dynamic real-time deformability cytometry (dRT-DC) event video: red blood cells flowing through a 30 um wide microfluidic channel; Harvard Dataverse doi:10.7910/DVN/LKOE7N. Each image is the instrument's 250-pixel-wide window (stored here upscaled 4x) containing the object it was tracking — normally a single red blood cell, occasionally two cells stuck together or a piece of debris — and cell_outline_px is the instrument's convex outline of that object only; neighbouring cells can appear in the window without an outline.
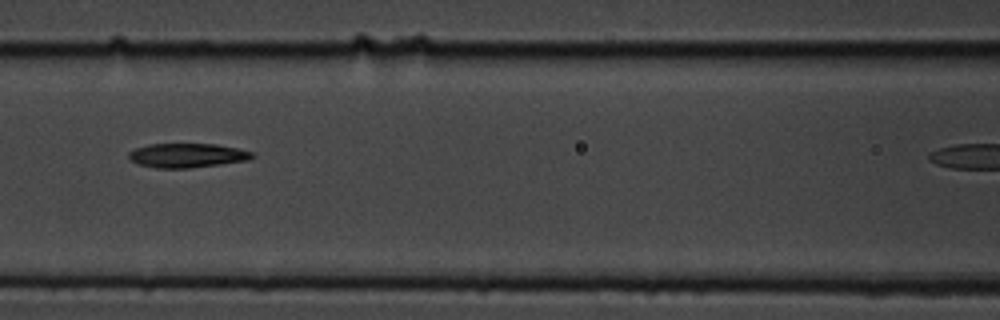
{"species": "common noctule bat (a hibernating species)", "species_latin": "Nyctalus noctula", "temperature_condition": "cold", "stored_images_in_passage": 5, "camera_frame_rate_fps": 3000, "um_per_image_px": 0.085, "animal": {"sex": "male", "body_mass_g": 19.5, "forearm_length_mm": 54.6}, "frame": {"image": 1, "passage_image": 4, "time_ms": 1.0, "image_size_px": [1000, 320], "cell_outline_px": [[256, 156], [248, 160], [220, 164], [188, 168], [156, 168], [140, 164], [132, 160], [128, 156], [128, 152], [136, 148], [148, 144], [216, 144], [236, 148], [252, 152]], "centroid_in_image_um": [15.91, 13.21], "position_along_channel_um": 150.7, "area_um2": 17.28}}